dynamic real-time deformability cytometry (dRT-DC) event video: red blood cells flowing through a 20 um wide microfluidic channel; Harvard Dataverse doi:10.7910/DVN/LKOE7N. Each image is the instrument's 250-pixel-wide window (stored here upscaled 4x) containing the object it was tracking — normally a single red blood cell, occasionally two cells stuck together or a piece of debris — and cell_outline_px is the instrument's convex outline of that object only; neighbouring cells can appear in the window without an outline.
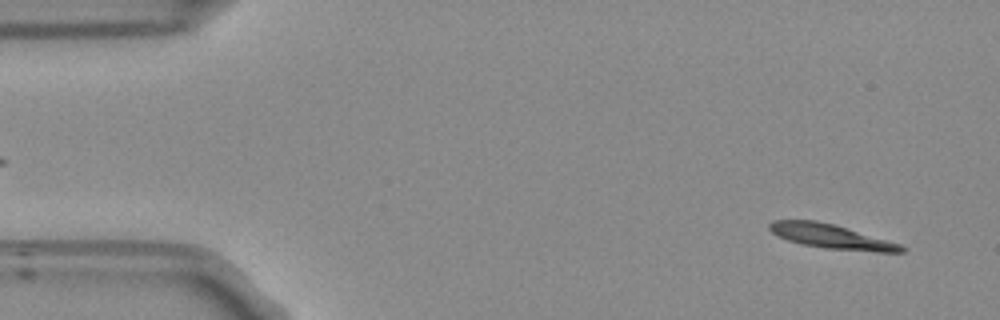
{"species": "Egyptian fruit bat (a non-hibernating species)", "species_latin": "Rousettus aegyptiacus", "temperature_condition": "room temperature", "stored_images_in_passage": 53, "camera_frame_rate_fps": 3000, "um_per_image_px": 0.085, "frame": {"image": 1, "passage_image": 2, "time_ms": 0.333, "image_size_px": [1000, 320], "cell_outline_px": [[908, 248], [904, 252], [876, 252], [828, 248], [804, 244], [788, 240], [772, 232], [768, 228], [768, 224], [772, 220], [816, 220], [832, 224], [900, 244]], "centroid_in_image_um": [70.65, 20.1], "position_along_channel_um": 14.3, "area_um2": 18.26}}
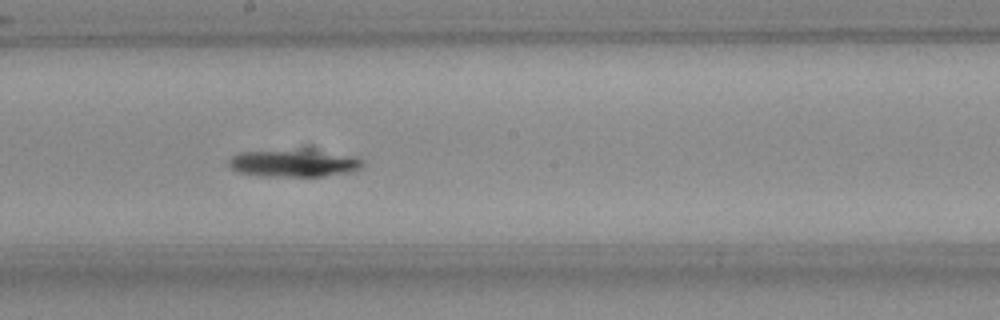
{"frame": {"image": 2, "passage_image": 27, "time_ms": 8.667, "image_size_px": [1000, 320], "cell_outline_px": [[364, 164], [356, 172], [324, 176], [264, 176], [240, 172], [232, 168], [228, 164], [228, 160], [232, 156], [240, 152], [308, 152], [356, 156], [364, 160]], "centroid_in_image_um": [25.03, 13.92], "position_along_channel_um": 223.2, "area_um2": 20.35}}
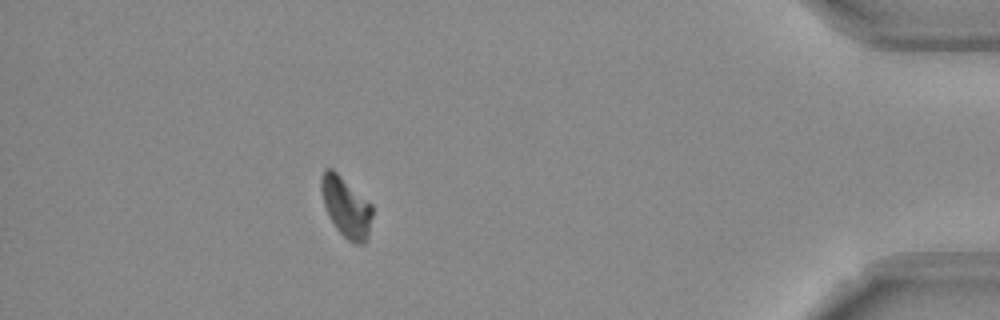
{"frame": {"image": 3, "passage_image": 46, "time_ms": 15.0, "image_size_px": [1000, 320], "cell_outline_px": [[372, 216], [368, 236], [364, 244], [356, 244], [348, 240], [336, 228], [324, 204], [320, 188], [320, 180], [324, 168], [332, 168], [368, 200], [372, 204]], "centroid_in_image_um": [29.42, 17.58], "position_along_channel_um": 405.8, "area_um2": 17.8}, "authors_computed_cell_mechanics": {"area_um2": 18.8428, "velocity_mm_per_s": 3.7501, "shape_relaxation_time_tau1_ms": 4.7334, "shape_relaxation_time_tau2_ms": null, "deformation_change_tau1": 0.1593, "deformation_change_tau2": null}}